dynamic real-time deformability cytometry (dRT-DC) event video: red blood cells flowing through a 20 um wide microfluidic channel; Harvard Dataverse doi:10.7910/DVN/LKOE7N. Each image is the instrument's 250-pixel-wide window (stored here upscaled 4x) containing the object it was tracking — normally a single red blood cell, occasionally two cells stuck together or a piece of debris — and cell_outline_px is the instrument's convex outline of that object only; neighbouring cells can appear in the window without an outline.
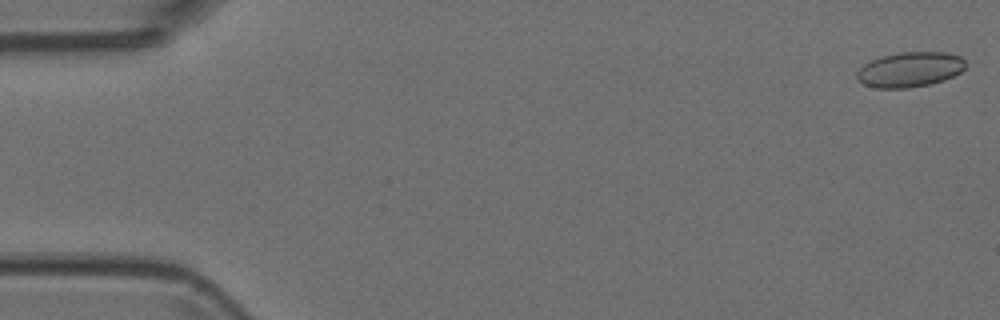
{"species": "Egyptian fruit bat (a non-hibernating species)", "species_latin": "Rousettus aegyptiacus", "temperature_condition": "room temperature", "stored_images_in_passage": 6, "segment_of_instrument_passage": [1, 2], "camera_frame_rate_fps": 3000, "um_per_image_px": 0.085, "animal": {"sex": "female"}, "frame": {"image": 1, "passage_image": 1, "time_ms": 0.0, "image_size_px": [1000, 320], "cell_outline_px": [[964, 68], [960, 72], [944, 80], [928, 84], [908, 88], [876, 88], [864, 84], [856, 80], [856, 72], [864, 64], [880, 56], [900, 52], [944, 52], [960, 56], [964, 60]], "centroid_in_image_um": [77.3, 5.91], "position_along_channel_um": 7.7, "area_um2": 22.14}}